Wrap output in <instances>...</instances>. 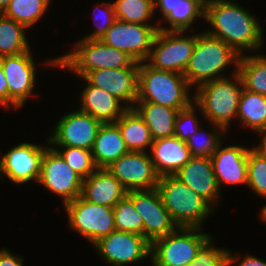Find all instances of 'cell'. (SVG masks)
<instances>
[{
	"mask_svg": "<svg viewBox=\"0 0 266 266\" xmlns=\"http://www.w3.org/2000/svg\"><path fill=\"white\" fill-rule=\"evenodd\" d=\"M234 0H206L204 20L206 32L223 40L239 55L260 52L265 33L258 18ZM212 27V28H211ZM259 50V51H258Z\"/></svg>",
	"mask_w": 266,
	"mask_h": 266,
	"instance_id": "obj_1",
	"label": "cell"
},
{
	"mask_svg": "<svg viewBox=\"0 0 266 266\" xmlns=\"http://www.w3.org/2000/svg\"><path fill=\"white\" fill-rule=\"evenodd\" d=\"M233 71V72H232ZM232 77H223L198 86L193 92V102L201 109L209 124H216L227 131L237 117L243 82L238 67L231 70ZM233 120V121H232Z\"/></svg>",
	"mask_w": 266,
	"mask_h": 266,
	"instance_id": "obj_2",
	"label": "cell"
},
{
	"mask_svg": "<svg viewBox=\"0 0 266 266\" xmlns=\"http://www.w3.org/2000/svg\"><path fill=\"white\" fill-rule=\"evenodd\" d=\"M239 58L232 47L204 29L196 32V44L183 75L194 90L204 83L226 77V68L238 67Z\"/></svg>",
	"mask_w": 266,
	"mask_h": 266,
	"instance_id": "obj_3",
	"label": "cell"
},
{
	"mask_svg": "<svg viewBox=\"0 0 266 266\" xmlns=\"http://www.w3.org/2000/svg\"><path fill=\"white\" fill-rule=\"evenodd\" d=\"M44 62L48 67L64 68L62 70H69L80 78L92 70L140 66L127 53L110 47L101 40L86 39L74 42L70 52Z\"/></svg>",
	"mask_w": 266,
	"mask_h": 266,
	"instance_id": "obj_4",
	"label": "cell"
},
{
	"mask_svg": "<svg viewBox=\"0 0 266 266\" xmlns=\"http://www.w3.org/2000/svg\"><path fill=\"white\" fill-rule=\"evenodd\" d=\"M191 89L183 74L153 68L146 61L140 63L136 102H152L184 109L193 102Z\"/></svg>",
	"mask_w": 266,
	"mask_h": 266,
	"instance_id": "obj_5",
	"label": "cell"
},
{
	"mask_svg": "<svg viewBox=\"0 0 266 266\" xmlns=\"http://www.w3.org/2000/svg\"><path fill=\"white\" fill-rule=\"evenodd\" d=\"M162 202L178 227L203 228L215 208L174 175L160 176L157 188Z\"/></svg>",
	"mask_w": 266,
	"mask_h": 266,
	"instance_id": "obj_6",
	"label": "cell"
},
{
	"mask_svg": "<svg viewBox=\"0 0 266 266\" xmlns=\"http://www.w3.org/2000/svg\"><path fill=\"white\" fill-rule=\"evenodd\" d=\"M205 228L178 227L151 244V258L160 266H188L212 237Z\"/></svg>",
	"mask_w": 266,
	"mask_h": 266,
	"instance_id": "obj_7",
	"label": "cell"
},
{
	"mask_svg": "<svg viewBox=\"0 0 266 266\" xmlns=\"http://www.w3.org/2000/svg\"><path fill=\"white\" fill-rule=\"evenodd\" d=\"M196 44V33L158 30L146 62L153 68L184 74Z\"/></svg>",
	"mask_w": 266,
	"mask_h": 266,
	"instance_id": "obj_8",
	"label": "cell"
},
{
	"mask_svg": "<svg viewBox=\"0 0 266 266\" xmlns=\"http://www.w3.org/2000/svg\"><path fill=\"white\" fill-rule=\"evenodd\" d=\"M68 226L92 245L115 231L113 207L95 204L81 196L64 205Z\"/></svg>",
	"mask_w": 266,
	"mask_h": 266,
	"instance_id": "obj_9",
	"label": "cell"
},
{
	"mask_svg": "<svg viewBox=\"0 0 266 266\" xmlns=\"http://www.w3.org/2000/svg\"><path fill=\"white\" fill-rule=\"evenodd\" d=\"M46 140L45 145L21 142L4 154L0 153V180L7 178L15 185L37 183L44 152L50 146L49 139Z\"/></svg>",
	"mask_w": 266,
	"mask_h": 266,
	"instance_id": "obj_10",
	"label": "cell"
},
{
	"mask_svg": "<svg viewBox=\"0 0 266 266\" xmlns=\"http://www.w3.org/2000/svg\"><path fill=\"white\" fill-rule=\"evenodd\" d=\"M99 258L111 266L137 264L151 258V243L142 235L113 231L93 244Z\"/></svg>",
	"mask_w": 266,
	"mask_h": 266,
	"instance_id": "obj_11",
	"label": "cell"
},
{
	"mask_svg": "<svg viewBox=\"0 0 266 266\" xmlns=\"http://www.w3.org/2000/svg\"><path fill=\"white\" fill-rule=\"evenodd\" d=\"M34 58L31 49L18 55L0 57L8 86V111L20 110L29 97L38 96L34 94L37 80Z\"/></svg>",
	"mask_w": 266,
	"mask_h": 266,
	"instance_id": "obj_12",
	"label": "cell"
},
{
	"mask_svg": "<svg viewBox=\"0 0 266 266\" xmlns=\"http://www.w3.org/2000/svg\"><path fill=\"white\" fill-rule=\"evenodd\" d=\"M62 198V205L81 196L83 178L51 146L44 152L37 182Z\"/></svg>",
	"mask_w": 266,
	"mask_h": 266,
	"instance_id": "obj_13",
	"label": "cell"
},
{
	"mask_svg": "<svg viewBox=\"0 0 266 266\" xmlns=\"http://www.w3.org/2000/svg\"><path fill=\"white\" fill-rule=\"evenodd\" d=\"M158 30V25H142L116 20L100 40L141 63L148 59Z\"/></svg>",
	"mask_w": 266,
	"mask_h": 266,
	"instance_id": "obj_14",
	"label": "cell"
},
{
	"mask_svg": "<svg viewBox=\"0 0 266 266\" xmlns=\"http://www.w3.org/2000/svg\"><path fill=\"white\" fill-rule=\"evenodd\" d=\"M51 136L47 137L50 146H69L92 150L101 122L78 108L65 112L55 123Z\"/></svg>",
	"mask_w": 266,
	"mask_h": 266,
	"instance_id": "obj_15",
	"label": "cell"
},
{
	"mask_svg": "<svg viewBox=\"0 0 266 266\" xmlns=\"http://www.w3.org/2000/svg\"><path fill=\"white\" fill-rule=\"evenodd\" d=\"M127 196L143 219V236L152 244L174 232L178 226L164 206L157 189L129 191Z\"/></svg>",
	"mask_w": 266,
	"mask_h": 266,
	"instance_id": "obj_16",
	"label": "cell"
},
{
	"mask_svg": "<svg viewBox=\"0 0 266 266\" xmlns=\"http://www.w3.org/2000/svg\"><path fill=\"white\" fill-rule=\"evenodd\" d=\"M108 169L129 191L156 189L160 175L149 152H131L121 156Z\"/></svg>",
	"mask_w": 266,
	"mask_h": 266,
	"instance_id": "obj_17",
	"label": "cell"
},
{
	"mask_svg": "<svg viewBox=\"0 0 266 266\" xmlns=\"http://www.w3.org/2000/svg\"><path fill=\"white\" fill-rule=\"evenodd\" d=\"M138 72L139 67L106 68L88 71L83 78L90 85L107 91L128 109H132L138 95Z\"/></svg>",
	"mask_w": 266,
	"mask_h": 266,
	"instance_id": "obj_18",
	"label": "cell"
},
{
	"mask_svg": "<svg viewBox=\"0 0 266 266\" xmlns=\"http://www.w3.org/2000/svg\"><path fill=\"white\" fill-rule=\"evenodd\" d=\"M174 176L207 200L216 210L221 198L211 157H191Z\"/></svg>",
	"mask_w": 266,
	"mask_h": 266,
	"instance_id": "obj_19",
	"label": "cell"
},
{
	"mask_svg": "<svg viewBox=\"0 0 266 266\" xmlns=\"http://www.w3.org/2000/svg\"><path fill=\"white\" fill-rule=\"evenodd\" d=\"M223 144L224 142L211 156L220 190L223 185H247V156L251 148L239 144Z\"/></svg>",
	"mask_w": 266,
	"mask_h": 266,
	"instance_id": "obj_20",
	"label": "cell"
},
{
	"mask_svg": "<svg viewBox=\"0 0 266 266\" xmlns=\"http://www.w3.org/2000/svg\"><path fill=\"white\" fill-rule=\"evenodd\" d=\"M81 78L86 84L80 92V111L90 114L101 123H115L128 110L119 99Z\"/></svg>",
	"mask_w": 266,
	"mask_h": 266,
	"instance_id": "obj_21",
	"label": "cell"
},
{
	"mask_svg": "<svg viewBox=\"0 0 266 266\" xmlns=\"http://www.w3.org/2000/svg\"><path fill=\"white\" fill-rule=\"evenodd\" d=\"M127 193L122 183L106 168H97L83 179L81 197L95 204L114 207Z\"/></svg>",
	"mask_w": 266,
	"mask_h": 266,
	"instance_id": "obj_22",
	"label": "cell"
},
{
	"mask_svg": "<svg viewBox=\"0 0 266 266\" xmlns=\"http://www.w3.org/2000/svg\"><path fill=\"white\" fill-rule=\"evenodd\" d=\"M149 151L151 161L160 176L174 175L192 157L187 143L176 136L153 140Z\"/></svg>",
	"mask_w": 266,
	"mask_h": 266,
	"instance_id": "obj_23",
	"label": "cell"
},
{
	"mask_svg": "<svg viewBox=\"0 0 266 266\" xmlns=\"http://www.w3.org/2000/svg\"><path fill=\"white\" fill-rule=\"evenodd\" d=\"M128 152L118 125L116 123H102L91 150L95 166L107 168Z\"/></svg>",
	"mask_w": 266,
	"mask_h": 266,
	"instance_id": "obj_24",
	"label": "cell"
},
{
	"mask_svg": "<svg viewBox=\"0 0 266 266\" xmlns=\"http://www.w3.org/2000/svg\"><path fill=\"white\" fill-rule=\"evenodd\" d=\"M133 109L148 126L153 140L174 136L175 120L181 109L152 102H136Z\"/></svg>",
	"mask_w": 266,
	"mask_h": 266,
	"instance_id": "obj_25",
	"label": "cell"
},
{
	"mask_svg": "<svg viewBox=\"0 0 266 266\" xmlns=\"http://www.w3.org/2000/svg\"><path fill=\"white\" fill-rule=\"evenodd\" d=\"M126 147L131 152H149L153 139L148 126L132 108L128 109L116 122Z\"/></svg>",
	"mask_w": 266,
	"mask_h": 266,
	"instance_id": "obj_26",
	"label": "cell"
},
{
	"mask_svg": "<svg viewBox=\"0 0 266 266\" xmlns=\"http://www.w3.org/2000/svg\"><path fill=\"white\" fill-rule=\"evenodd\" d=\"M236 120L253 133H266V96L243 88Z\"/></svg>",
	"mask_w": 266,
	"mask_h": 266,
	"instance_id": "obj_27",
	"label": "cell"
},
{
	"mask_svg": "<svg viewBox=\"0 0 266 266\" xmlns=\"http://www.w3.org/2000/svg\"><path fill=\"white\" fill-rule=\"evenodd\" d=\"M238 73L244 89L266 96V55H240Z\"/></svg>",
	"mask_w": 266,
	"mask_h": 266,
	"instance_id": "obj_28",
	"label": "cell"
},
{
	"mask_svg": "<svg viewBox=\"0 0 266 266\" xmlns=\"http://www.w3.org/2000/svg\"><path fill=\"white\" fill-rule=\"evenodd\" d=\"M206 0H183L163 19L165 25H158L159 30L164 31H188L195 30L193 23L198 18L204 19ZM193 27V28H192ZM191 28V29H190Z\"/></svg>",
	"mask_w": 266,
	"mask_h": 266,
	"instance_id": "obj_29",
	"label": "cell"
},
{
	"mask_svg": "<svg viewBox=\"0 0 266 266\" xmlns=\"http://www.w3.org/2000/svg\"><path fill=\"white\" fill-rule=\"evenodd\" d=\"M26 29L23 24L0 13V57L18 55L32 48L25 33Z\"/></svg>",
	"mask_w": 266,
	"mask_h": 266,
	"instance_id": "obj_30",
	"label": "cell"
},
{
	"mask_svg": "<svg viewBox=\"0 0 266 266\" xmlns=\"http://www.w3.org/2000/svg\"><path fill=\"white\" fill-rule=\"evenodd\" d=\"M112 2L117 20L142 25H159L160 22L163 23L162 19L155 24L151 21L156 15L154 0H112Z\"/></svg>",
	"mask_w": 266,
	"mask_h": 266,
	"instance_id": "obj_31",
	"label": "cell"
},
{
	"mask_svg": "<svg viewBox=\"0 0 266 266\" xmlns=\"http://www.w3.org/2000/svg\"><path fill=\"white\" fill-rule=\"evenodd\" d=\"M51 0H11L3 14L23 24L27 30L44 17Z\"/></svg>",
	"mask_w": 266,
	"mask_h": 266,
	"instance_id": "obj_32",
	"label": "cell"
},
{
	"mask_svg": "<svg viewBox=\"0 0 266 266\" xmlns=\"http://www.w3.org/2000/svg\"><path fill=\"white\" fill-rule=\"evenodd\" d=\"M211 125L213 126L211 132L205 129L202 130V126H200L193 135L189 136L186 143L191 156L211 157L224 142L228 131L219 125Z\"/></svg>",
	"mask_w": 266,
	"mask_h": 266,
	"instance_id": "obj_33",
	"label": "cell"
},
{
	"mask_svg": "<svg viewBox=\"0 0 266 266\" xmlns=\"http://www.w3.org/2000/svg\"><path fill=\"white\" fill-rule=\"evenodd\" d=\"M115 229L143 236V219L126 195L113 207Z\"/></svg>",
	"mask_w": 266,
	"mask_h": 266,
	"instance_id": "obj_34",
	"label": "cell"
},
{
	"mask_svg": "<svg viewBox=\"0 0 266 266\" xmlns=\"http://www.w3.org/2000/svg\"><path fill=\"white\" fill-rule=\"evenodd\" d=\"M51 147L56 150L64 158L66 163L83 179L88 178L97 169L90 150L69 146Z\"/></svg>",
	"mask_w": 266,
	"mask_h": 266,
	"instance_id": "obj_35",
	"label": "cell"
},
{
	"mask_svg": "<svg viewBox=\"0 0 266 266\" xmlns=\"http://www.w3.org/2000/svg\"><path fill=\"white\" fill-rule=\"evenodd\" d=\"M247 188L266 199V159L252 148L247 156Z\"/></svg>",
	"mask_w": 266,
	"mask_h": 266,
	"instance_id": "obj_36",
	"label": "cell"
},
{
	"mask_svg": "<svg viewBox=\"0 0 266 266\" xmlns=\"http://www.w3.org/2000/svg\"><path fill=\"white\" fill-rule=\"evenodd\" d=\"M198 113L203 117L201 109L194 102L181 109L175 120L174 136L186 142L189 136L193 135L202 124L198 119Z\"/></svg>",
	"mask_w": 266,
	"mask_h": 266,
	"instance_id": "obj_37",
	"label": "cell"
},
{
	"mask_svg": "<svg viewBox=\"0 0 266 266\" xmlns=\"http://www.w3.org/2000/svg\"><path fill=\"white\" fill-rule=\"evenodd\" d=\"M93 8L94 12L92 13V17L96 28L93 27V31L81 39L100 40L106 34L108 28L117 20L112 0L107 2L102 1L100 3L97 2ZM100 8L101 10H99Z\"/></svg>",
	"mask_w": 266,
	"mask_h": 266,
	"instance_id": "obj_38",
	"label": "cell"
},
{
	"mask_svg": "<svg viewBox=\"0 0 266 266\" xmlns=\"http://www.w3.org/2000/svg\"><path fill=\"white\" fill-rule=\"evenodd\" d=\"M212 236L198 251L196 257L188 266H226L229 249L215 246Z\"/></svg>",
	"mask_w": 266,
	"mask_h": 266,
	"instance_id": "obj_39",
	"label": "cell"
},
{
	"mask_svg": "<svg viewBox=\"0 0 266 266\" xmlns=\"http://www.w3.org/2000/svg\"><path fill=\"white\" fill-rule=\"evenodd\" d=\"M237 253L228 250L226 266H234L235 264V266H266V261L263 259L250 254L242 256V254Z\"/></svg>",
	"mask_w": 266,
	"mask_h": 266,
	"instance_id": "obj_40",
	"label": "cell"
},
{
	"mask_svg": "<svg viewBox=\"0 0 266 266\" xmlns=\"http://www.w3.org/2000/svg\"><path fill=\"white\" fill-rule=\"evenodd\" d=\"M24 258L20 254H12L8 248L0 249V266H23Z\"/></svg>",
	"mask_w": 266,
	"mask_h": 266,
	"instance_id": "obj_41",
	"label": "cell"
},
{
	"mask_svg": "<svg viewBox=\"0 0 266 266\" xmlns=\"http://www.w3.org/2000/svg\"><path fill=\"white\" fill-rule=\"evenodd\" d=\"M183 3V0H154L155 13L158 9L162 14V19H164L177 5Z\"/></svg>",
	"mask_w": 266,
	"mask_h": 266,
	"instance_id": "obj_42",
	"label": "cell"
},
{
	"mask_svg": "<svg viewBox=\"0 0 266 266\" xmlns=\"http://www.w3.org/2000/svg\"><path fill=\"white\" fill-rule=\"evenodd\" d=\"M0 107L8 110V86L0 63Z\"/></svg>",
	"mask_w": 266,
	"mask_h": 266,
	"instance_id": "obj_43",
	"label": "cell"
},
{
	"mask_svg": "<svg viewBox=\"0 0 266 266\" xmlns=\"http://www.w3.org/2000/svg\"><path fill=\"white\" fill-rule=\"evenodd\" d=\"M257 135H260V142L252 145V149L260 155L263 159H266V133H259Z\"/></svg>",
	"mask_w": 266,
	"mask_h": 266,
	"instance_id": "obj_44",
	"label": "cell"
},
{
	"mask_svg": "<svg viewBox=\"0 0 266 266\" xmlns=\"http://www.w3.org/2000/svg\"><path fill=\"white\" fill-rule=\"evenodd\" d=\"M11 0H0V13H3L9 6Z\"/></svg>",
	"mask_w": 266,
	"mask_h": 266,
	"instance_id": "obj_45",
	"label": "cell"
},
{
	"mask_svg": "<svg viewBox=\"0 0 266 266\" xmlns=\"http://www.w3.org/2000/svg\"><path fill=\"white\" fill-rule=\"evenodd\" d=\"M259 214H260L261 220L264 221V223H266V204L263 205Z\"/></svg>",
	"mask_w": 266,
	"mask_h": 266,
	"instance_id": "obj_46",
	"label": "cell"
},
{
	"mask_svg": "<svg viewBox=\"0 0 266 266\" xmlns=\"http://www.w3.org/2000/svg\"><path fill=\"white\" fill-rule=\"evenodd\" d=\"M150 261H151V265L152 266H160L159 264H157L152 258H150Z\"/></svg>",
	"mask_w": 266,
	"mask_h": 266,
	"instance_id": "obj_47",
	"label": "cell"
}]
</instances>
